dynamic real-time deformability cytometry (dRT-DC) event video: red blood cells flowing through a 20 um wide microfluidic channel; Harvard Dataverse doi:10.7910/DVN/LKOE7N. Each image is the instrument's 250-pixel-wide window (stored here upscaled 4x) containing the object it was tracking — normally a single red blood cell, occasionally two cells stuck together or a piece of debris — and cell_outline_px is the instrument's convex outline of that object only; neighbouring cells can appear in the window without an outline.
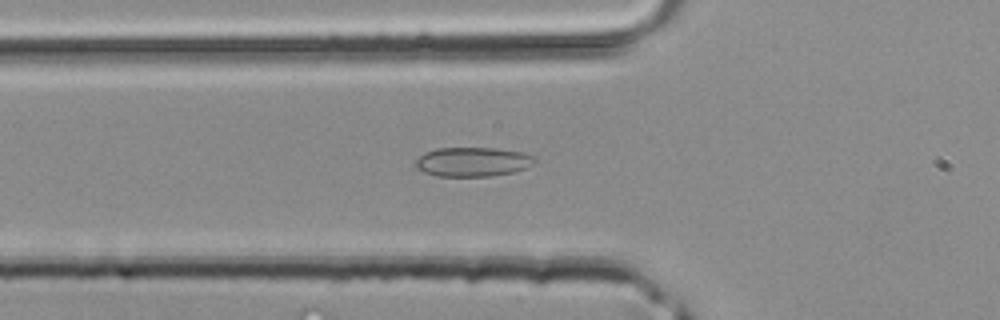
{"species": "common noctule bat (a hibernating species)", "species_latin": "Nyctalus noctula", "temperature_condition": "room temperature", "stored_images_in_passage": 41, "camera_frame_rate_fps": 3000, "um_per_image_px": 0.085, "animal": {"sex": "male", "body_mass_g": 20.4}, "frame": {"image": 1, "passage_image": 14, "time_ms": 4.333, "image_size_px": [1000, 320], "cell_outline_px": [[536, 160], [532, 164], [524, 168], [512, 172], [492, 176], [436, 176], [424, 172], [416, 168], [416, 160], [424, 152], [436, 148], [496, 148], [524, 152], [536, 156]], "centroid_in_image_um": [40.18, 13.75], "position_along_channel_um": 85.6, "area_um2": 20.4}}
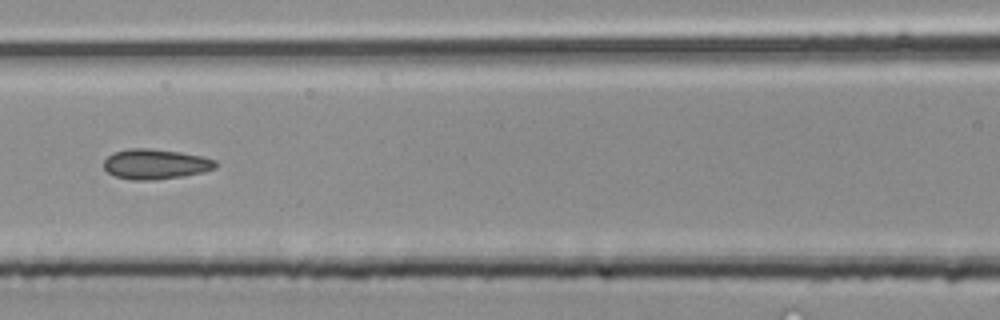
{"frame": {"image": 2, "passage_image": 18, "time_ms": 5.667, "image_size_px": [1000, 320], "cell_outline_px": [[216, 168], [204, 172], [184, 176], [156, 180], [132, 180], [116, 176], [108, 172], [104, 168], [104, 160], [112, 152], [128, 148], [148, 148], [180, 152], [204, 156], [216, 160]], "centroid_in_image_um": [13.23, 13.94], "position_along_channel_um": 153.4, "area_um2": 19.83}}
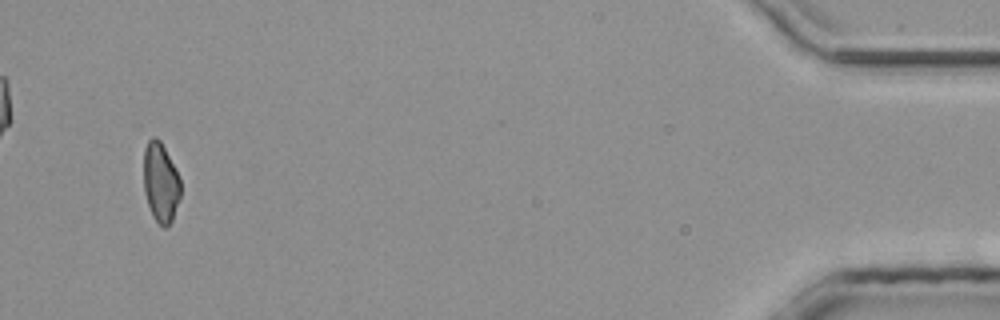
{"frame": {"image": 3, "passage_image": 39, "time_ms": 12.667, "image_size_px": [1000, 320], "cell_outline_px": [[180, 196], [172, 220], [164, 228], [152, 216], [144, 192], [144, 148], [148, 140], [152, 136], [156, 136], [160, 140], [180, 180]], "centroid_in_image_um": [13.63, 15.5], "position_along_channel_um": 421.6, "area_um2": 16.82}}